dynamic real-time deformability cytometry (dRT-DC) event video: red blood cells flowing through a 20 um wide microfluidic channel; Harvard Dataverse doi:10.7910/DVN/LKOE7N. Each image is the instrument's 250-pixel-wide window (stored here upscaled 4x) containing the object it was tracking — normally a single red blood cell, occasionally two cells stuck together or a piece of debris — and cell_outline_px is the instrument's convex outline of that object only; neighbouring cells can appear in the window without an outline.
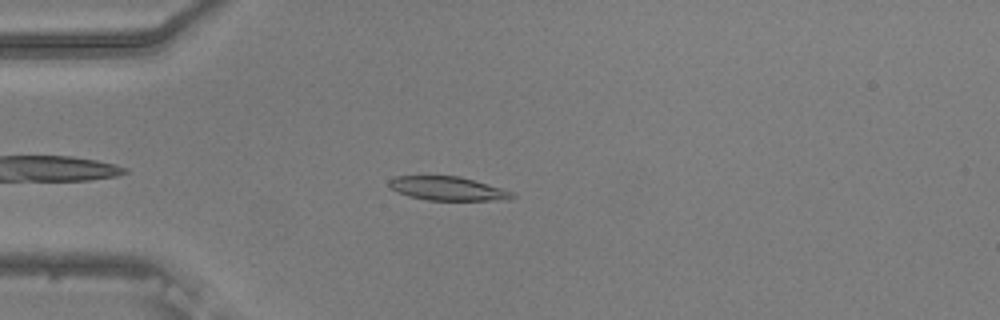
{"species": "common noctule bat (a hibernating species)", "species_latin": "Nyctalus noctula", "temperature_condition": "warm", "stored_images_in_passage": 46, "camera_frame_rate_fps": 3000, "um_per_image_px": 0.085, "animal": {"sex": "male", "body_mass_g": 20.5, "forearm_length_mm": 52.5}, "frame": {"image": 1, "passage_image": 7, "time_ms": 2.0, "image_size_px": [1000, 320], "cell_outline_px": [[516, 196], [508, 200], [428, 200], [408, 196], [396, 192], [388, 184], [388, 180], [396, 176], [460, 176], [500, 188], [512, 192]], "centroid_in_image_um": [38.02, 16.03], "position_along_channel_um": 47.0, "area_um2": 16.99}}
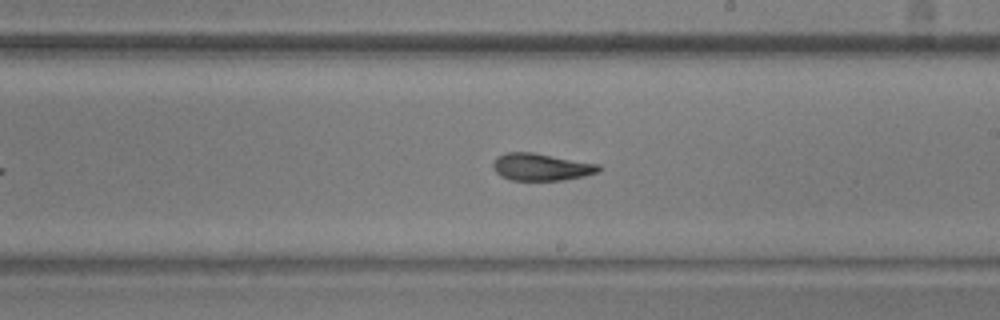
{"frame": {"image": 2, "passage_image": 24, "time_ms": 7.667, "image_size_px": [1000, 320], "cell_outline_px": [[604, 168], [600, 172], [584, 176], [564, 180], [512, 180], [500, 176], [492, 168], [492, 164], [496, 156], [504, 152], [532, 152], [600, 164]], "centroid_in_image_um": [46.01, 14.19], "position_along_channel_um": 243.0, "area_um2": 17.05}}
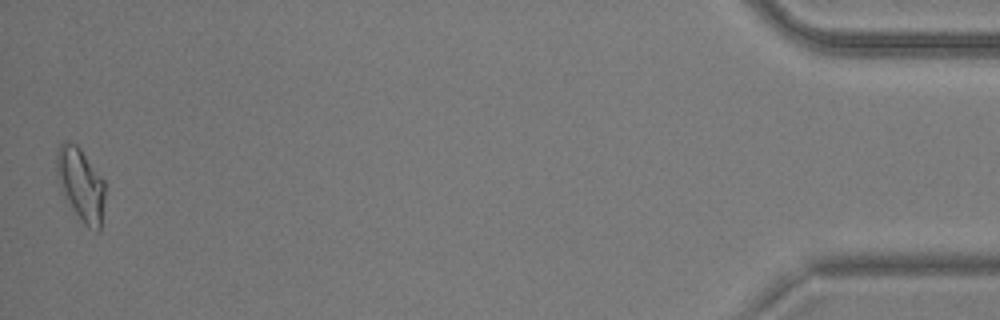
{"frame": {"image": 3, "passage_image": 46, "time_ms": 15.0, "image_size_px": [1000, 320], "cell_outline_px": [[104, 200], [100, 232], [96, 232], [88, 228], [84, 224], [68, 204], [60, 192], [56, 172], [56, 152], [60, 144], [64, 140], [76, 144], [80, 148], [104, 180]], "centroid_in_image_um": [6.84, 15.69], "position_along_channel_um": 428.4, "area_um2": 20.87}, "authors_computed_cell_mechanics": {"area_um2": 17.3689, "velocity_mm_per_s": 3.7535, "shape_relaxation_time_tau1_ms": 9.4244, "shape_relaxation_time_tau2_ms": 2.3927, "deformation_change_tau1": 0.2296, "deformation_change_tau2": 0.0941}}